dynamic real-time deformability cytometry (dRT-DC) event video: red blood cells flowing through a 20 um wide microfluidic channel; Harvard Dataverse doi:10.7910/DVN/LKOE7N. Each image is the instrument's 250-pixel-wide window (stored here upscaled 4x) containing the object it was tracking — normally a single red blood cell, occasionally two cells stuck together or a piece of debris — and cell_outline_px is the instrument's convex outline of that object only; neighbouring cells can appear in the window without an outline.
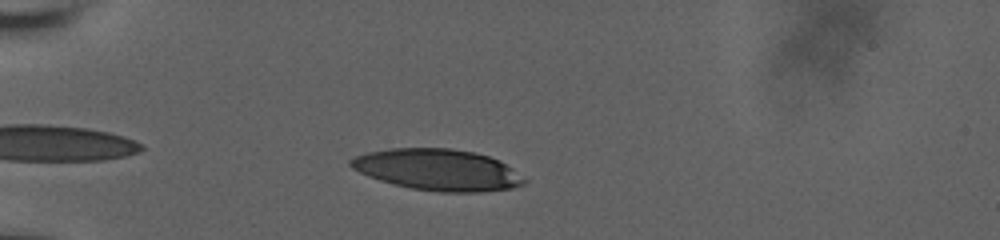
{"species": "human", "species_latin": "Homo sapiens", "temperature_condition": "room temperature", "stored_images_in_passage": 40, "camera_frame_rate_fps": 3000, "um_per_image_px": 0.085, "donor": {"sex": "male"}, "frame": {"image": 1, "passage_image": 5, "time_ms": 1.333, "image_size_px": [1000, 240], "cell_outline_px": [[528, 180], [524, 184], [512, 188], [480, 192], [440, 192], [412, 188], [380, 180], [368, 176], [352, 168], [348, 164], [348, 160], [356, 156], [368, 152], [392, 148], [452, 148], [472, 152], [488, 156], [500, 160], [512, 168]], "centroid_in_image_um": [37.23, 14.43], "position_along_channel_um": 47.8, "area_um2": 41.73}}
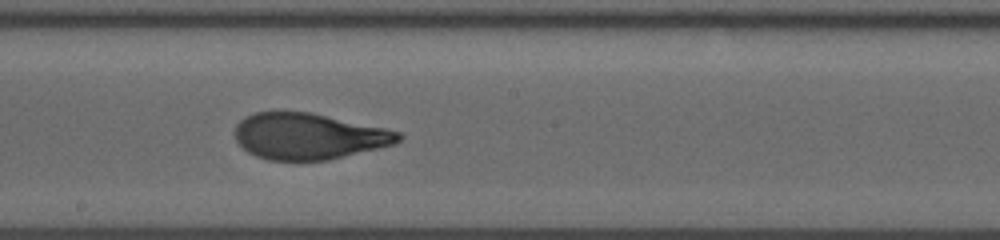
{"frame": {"image": 2, "passage_image": 22, "time_ms": 7.0, "image_size_px": [1000, 240], "cell_outline_px": [[404, 136], [396, 144], [328, 160], [268, 160], [256, 156], [248, 152], [236, 140], [236, 124], [240, 120], [256, 112], [312, 112], [384, 128], [400, 132]], "centroid_in_image_um": [26.26, 11.58], "position_along_channel_um": 221.9, "area_um2": 43.81}}
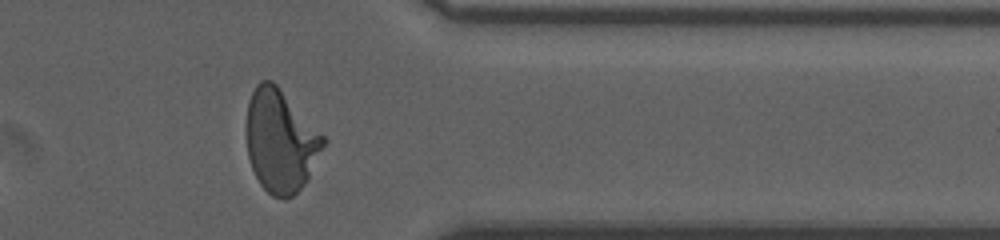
{"frame": {"image": 3, "passage_image": 36, "time_ms": 11.667, "image_size_px": [1000, 240], "cell_outline_px": [[328, 140], [308, 180], [292, 196], [284, 200], [272, 196], [260, 184], [252, 168], [248, 156], [248, 100], [256, 84], [260, 80], [272, 80], [276, 84]], "centroid_in_image_um": [23.88, 12.0], "position_along_channel_um": 387.5, "area_um2": 45.72}, "authors_computed_cell_mechanics": {"area_um2": 43.8413, "velocity_mm_per_s": 3.7043, "shape_relaxation_time_tau1_ms": 6.7295, "shape_relaxation_time_tau2_ms": 0.8871, "deformation_change_tau1": 0.2712, "deformation_change_tau2": 0.0778}}